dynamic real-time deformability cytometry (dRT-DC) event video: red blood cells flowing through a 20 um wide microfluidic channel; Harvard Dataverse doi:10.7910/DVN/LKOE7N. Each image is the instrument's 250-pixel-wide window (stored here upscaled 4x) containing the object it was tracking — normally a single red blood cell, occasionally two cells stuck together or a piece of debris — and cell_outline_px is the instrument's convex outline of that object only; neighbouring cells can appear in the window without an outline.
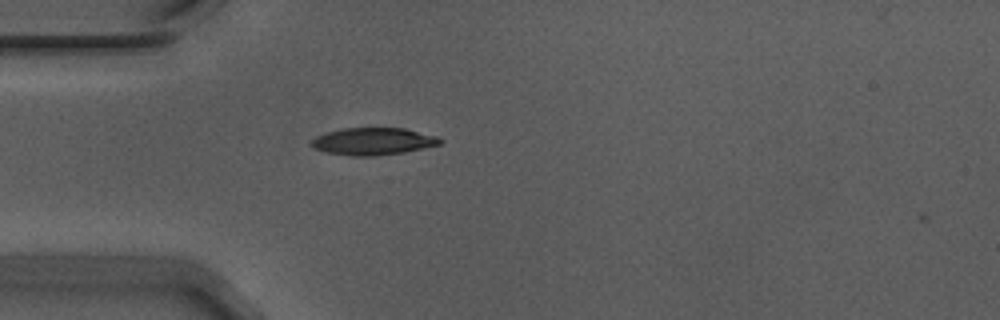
{"species": "Egyptian fruit bat (a non-hibernating species)", "species_latin": "Rousettus aegyptiacus", "temperature_condition": "warm", "stored_images_in_passage": 40, "camera_frame_rate_fps": 3000, "um_per_image_px": 0.085, "animal": {"sex": "male"}, "frame": {"image": 1, "passage_image": 1, "time_ms": 0.0, "image_size_px": [1000, 320], "cell_outline_px": [[444, 140], [440, 144], [424, 148], [404, 152], [372, 156], [352, 156], [324, 152], [308, 144], [316, 136], [328, 132], [344, 128], [404, 128], [436, 136]], "centroid_in_image_um": [31.71, 12.02], "position_along_channel_um": 53.3, "area_um2": 20.35}}
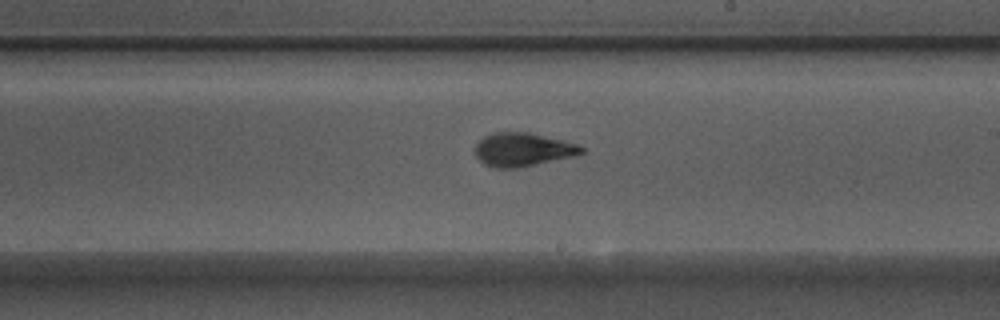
{"frame": {"image": 2, "passage_image": 17, "time_ms": 5.333, "image_size_px": [1000, 320], "cell_outline_px": [[584, 152], [572, 156], [520, 168], [496, 168], [484, 164], [476, 156], [476, 144], [484, 136], [496, 132], [528, 132], [576, 144], [584, 148]], "centroid_in_image_um": [44.4, 12.72], "position_along_channel_um": 244.6, "area_um2": 20.46}}
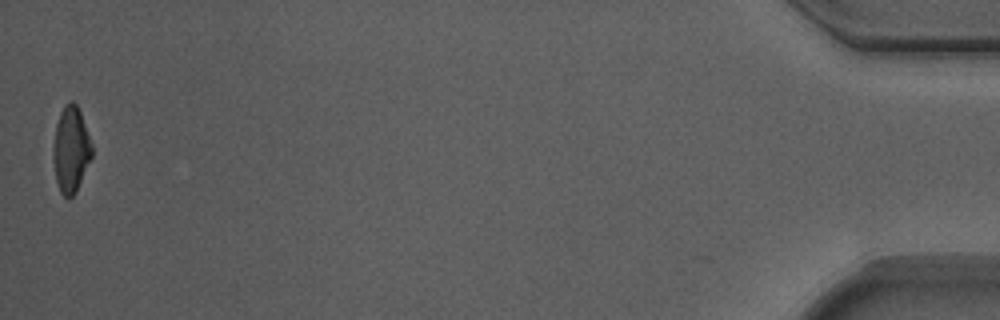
{"frame": {"image": 3, "passage_image": 40, "time_ms": 13.0, "image_size_px": [1000, 320], "cell_outline_px": [[92, 156], [76, 192], [68, 200], [60, 192], [56, 180], [52, 156], [56, 124], [60, 112], [64, 104], [72, 100], [76, 104], [80, 112], [92, 144]], "centroid_in_image_um": [6.01, 12.72], "position_along_channel_um": 429.2, "area_um2": 19.36}, "authors_computed_cell_mechanics": {"area_um2": 20.3745, "velocity_mm_per_s": 3.72, "shape_relaxation_time_tau1_ms": 4.124, "shape_relaxation_time_tau2_ms": 1.3457, "deformation_change_tau1": 0.1752, "deformation_change_tau2": 0.0649}}